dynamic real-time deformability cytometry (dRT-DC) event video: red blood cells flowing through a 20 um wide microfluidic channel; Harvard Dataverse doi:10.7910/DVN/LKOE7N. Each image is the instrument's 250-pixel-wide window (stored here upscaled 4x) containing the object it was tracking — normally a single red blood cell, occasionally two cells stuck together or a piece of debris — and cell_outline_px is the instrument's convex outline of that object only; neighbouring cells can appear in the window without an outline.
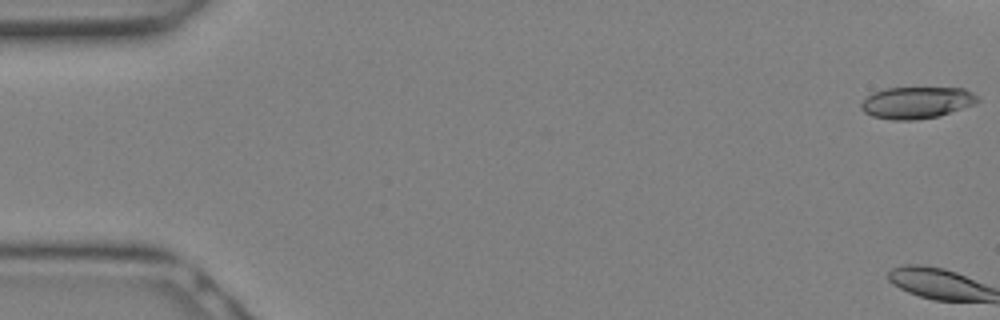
{"species": "Egyptian fruit bat (a non-hibernating species)", "species_latin": "Rousettus aegyptiacus", "temperature_condition": "warm", "stored_images_in_passage": 13, "camera_frame_rate_fps": 3000, "um_per_image_px": 0.085, "animal": {"sex": "female"}, "frame": {"image": 1, "passage_image": 1, "time_ms": 0.0, "image_size_px": [1000, 320], "cell_outline_px": [[980, 100], [976, 104], [936, 116], [912, 120], [892, 120], [872, 116], [864, 112], [860, 108], [860, 104], [872, 92], [884, 88], [964, 88], [972, 92]], "centroid_in_image_um": [77.89, 8.71], "position_along_channel_um": 7.1, "area_um2": 21.44}}